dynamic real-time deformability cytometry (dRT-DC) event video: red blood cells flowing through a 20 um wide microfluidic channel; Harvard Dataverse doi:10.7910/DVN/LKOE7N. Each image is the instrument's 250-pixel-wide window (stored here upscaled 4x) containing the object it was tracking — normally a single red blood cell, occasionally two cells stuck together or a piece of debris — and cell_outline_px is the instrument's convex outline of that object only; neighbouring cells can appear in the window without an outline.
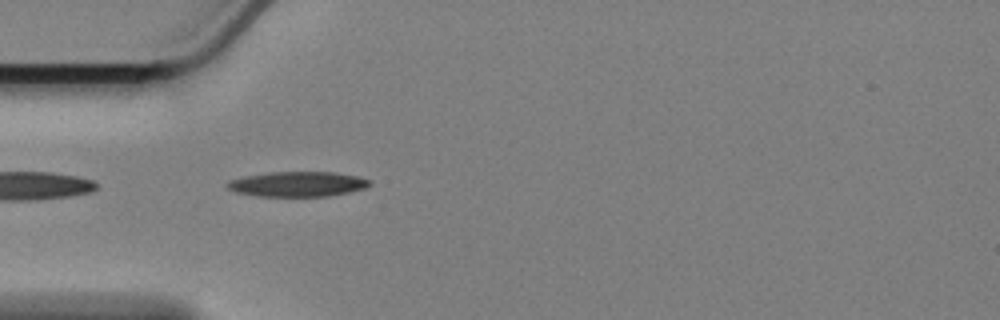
{"species": "Egyptian fruit bat (a non-hibernating species)", "species_latin": "Rousettus aegyptiacus", "temperature_condition": "cold", "stored_images_in_passage": 42, "camera_frame_rate_fps": 3000, "um_per_image_px": 0.085, "animal": {"sex": "female"}, "frame": {"image": 1, "passage_image": 1, "time_ms": 0.0, "image_size_px": [1000, 320], "cell_outline_px": [[372, 184], [364, 188], [348, 192], [328, 196], [260, 196], [236, 192], [228, 188], [228, 184], [232, 180], [244, 176], [272, 172], [336, 172], [356, 176], [372, 180]], "centroid_in_image_um": [25.35, 15.64], "position_along_channel_um": 59.6, "area_um2": 20.52}}
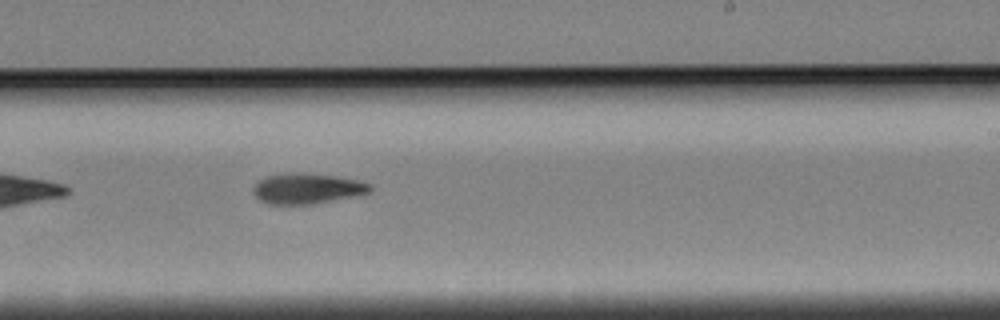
{"frame": {"image": 2, "passage_image": 19, "time_ms": 6.0, "image_size_px": [1000, 320], "cell_outline_px": [[372, 188], [368, 192], [308, 204], [268, 204], [260, 200], [252, 192], [252, 188], [264, 176], [288, 172], [304, 172], [336, 176], [360, 180], [372, 184]], "centroid_in_image_um": [26.04, 15.99], "position_along_channel_um": 263.0, "area_um2": 20.58}}
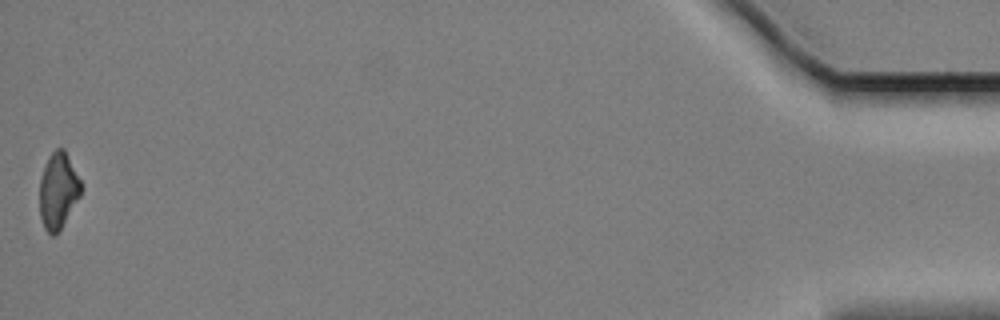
{"frame": {"image": 3, "passage_image": 42, "time_ms": 13.667, "image_size_px": [1000, 320], "cell_outline_px": [[80, 196], [60, 228], [52, 236], [44, 228], [40, 216], [40, 180], [44, 168], [52, 152], [56, 148], [64, 148], [80, 180]], "centroid_in_image_um": [4.93, 16.2], "position_along_channel_um": 430.3, "area_um2": 17.74}, "authors_computed_cell_mechanics": {"area_um2": 20.2011, "velocity_mm_per_s": 3.4201, "shape_relaxation_time_tau1_ms": 6.5586, "shape_relaxation_time_tau2_ms": 3.3219, "deformation_change_tau1": 0.1705, "deformation_change_tau2": 0.1169}}